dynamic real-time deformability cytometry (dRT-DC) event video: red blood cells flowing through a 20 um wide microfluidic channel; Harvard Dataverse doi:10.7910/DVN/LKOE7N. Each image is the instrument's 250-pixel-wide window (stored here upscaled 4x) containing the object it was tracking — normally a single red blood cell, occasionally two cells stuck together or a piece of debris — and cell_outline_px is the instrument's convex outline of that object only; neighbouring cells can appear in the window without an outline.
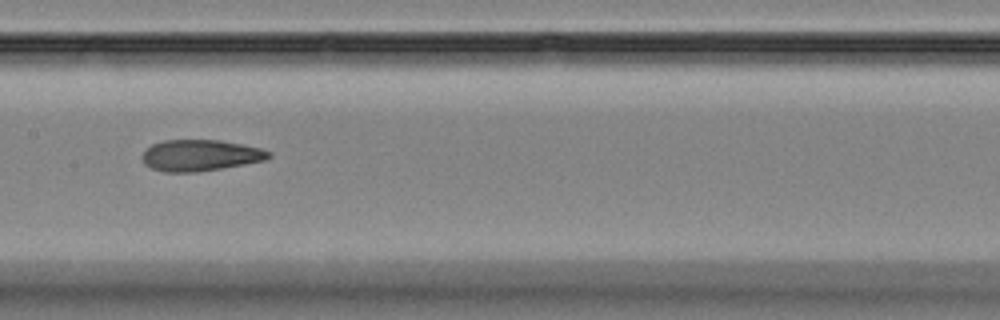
{"species": "Egyptian fruit bat (a non-hibernating species)", "species_latin": "Rousettus aegyptiacus", "temperature_condition": "room temperature", "stored_images_in_passage": 6, "camera_frame_rate_fps": 3000, "um_per_image_px": 0.085, "animal": {"sex": "female"}, "frame": {"image": 1, "passage_image": 4, "time_ms": 3.333, "image_size_px": [1000, 320], "cell_outline_px": [[272, 156], [268, 160], [196, 172], [164, 172], [152, 168], [144, 164], [140, 156], [152, 144], [164, 140], [220, 140], [260, 148], [272, 152]], "centroid_in_image_um": [17.03, 13.2], "position_along_channel_um": 190.4, "area_um2": 23.06}}
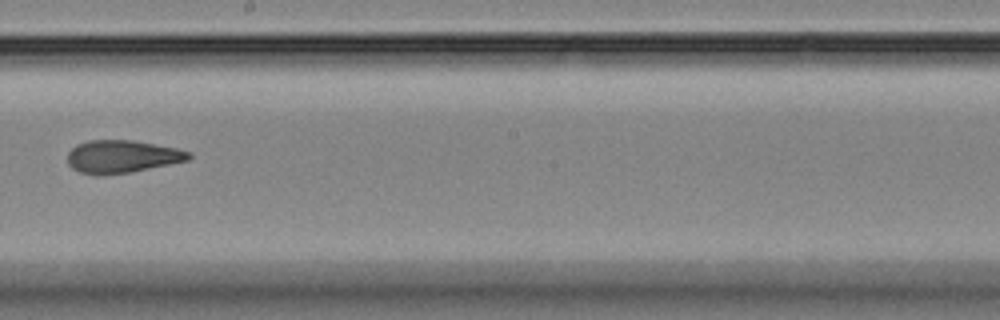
{"frame": {"image": 2, "passage_image": 5, "time_ms": 4.667, "image_size_px": [1000, 320], "cell_outline_px": [[192, 156], [188, 160], [132, 172], [104, 176], [92, 176], [80, 172], [72, 168], [68, 164], [68, 152], [76, 144], [88, 140], [132, 140], [176, 148], [192, 152]], "centroid_in_image_um": [10.34, 13.32], "position_along_channel_um": 237.9, "area_um2": 23.41}}
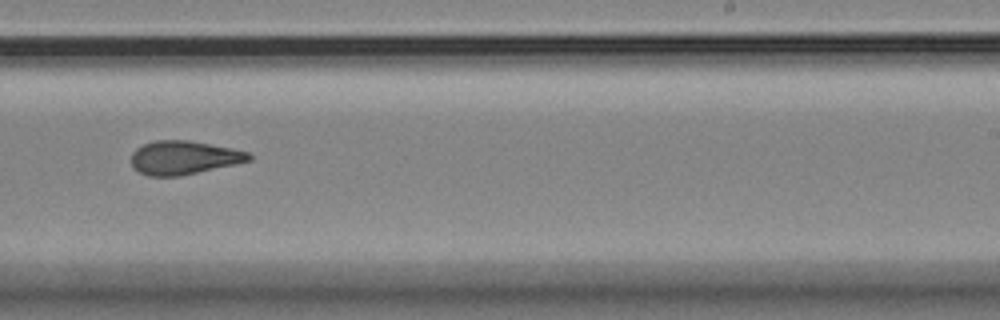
{"frame": {"image": 3, "passage_image": 6, "time_ms": 5.667, "image_size_px": [1000, 320], "cell_outline_px": [[252, 160], [236, 164], [180, 176], [148, 176], [132, 168], [132, 152], [136, 148], [144, 144], [156, 140], [188, 140], [232, 148], [248, 152], [252, 156]], "centroid_in_image_um": [15.62, 13.4], "position_along_channel_um": 273.4, "area_um2": 23.06}}